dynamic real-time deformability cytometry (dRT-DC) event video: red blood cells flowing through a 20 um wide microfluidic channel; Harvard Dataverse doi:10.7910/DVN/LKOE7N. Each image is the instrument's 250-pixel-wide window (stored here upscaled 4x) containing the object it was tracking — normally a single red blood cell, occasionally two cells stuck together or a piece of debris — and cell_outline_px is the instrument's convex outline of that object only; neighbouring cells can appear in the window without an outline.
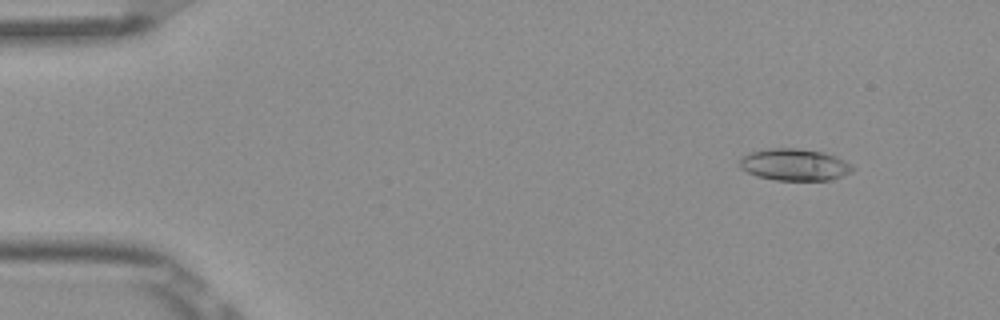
{"species": "Egyptian fruit bat (a non-hibernating species)", "species_latin": "Rousettus aegyptiacus", "temperature_condition": "room temperature", "stored_images_in_passage": 4, "camera_frame_rate_fps": 3000, "um_per_image_px": 0.085, "frame": {"image": 1, "passage_image": 2, "time_ms": 0.333, "image_size_px": [1000, 320], "cell_outline_px": [[856, 168], [852, 172], [844, 176], [828, 180], [776, 180], [756, 176], [740, 168], [740, 156], [752, 152], [768, 148], [796, 148], [824, 152], [836, 156], [852, 164]], "centroid_in_image_um": [67.56, 14.0], "position_along_channel_um": 17.4, "area_um2": 21.15}}
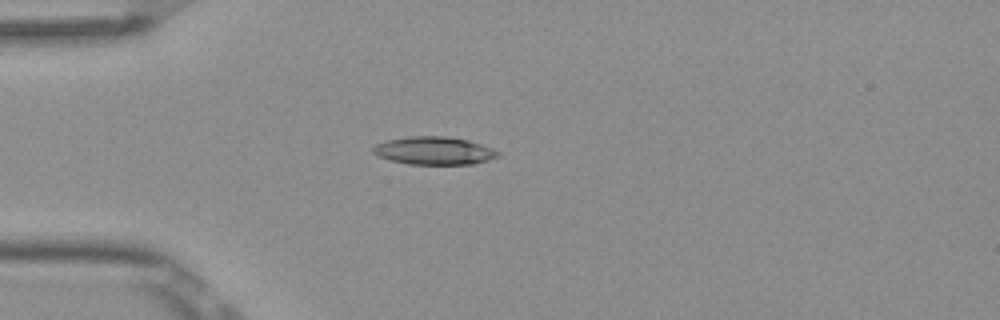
{"frame": {"image": 2, "passage_image": 4, "time_ms": 1.0, "image_size_px": [1000, 320], "cell_outline_px": [[500, 156], [488, 160], [472, 164], [408, 164], [388, 160], [376, 156], [372, 152], [372, 148], [376, 144], [384, 140], [408, 136], [444, 136], [468, 140], [492, 148], [500, 152]], "centroid_in_image_um": [36.85, 12.81], "position_along_channel_um": 48.2, "area_um2": 20.52}}